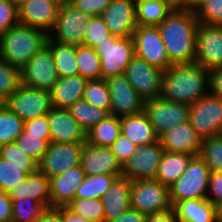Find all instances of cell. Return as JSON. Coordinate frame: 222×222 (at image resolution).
Wrapping results in <instances>:
<instances>
[{"label":"cell","instance_id":"obj_1","mask_svg":"<svg viewBox=\"0 0 222 222\" xmlns=\"http://www.w3.org/2000/svg\"><path fill=\"white\" fill-rule=\"evenodd\" d=\"M198 25L194 10L174 8L158 26L172 65L194 63Z\"/></svg>","mask_w":222,"mask_h":222},{"label":"cell","instance_id":"obj_2","mask_svg":"<svg viewBox=\"0 0 222 222\" xmlns=\"http://www.w3.org/2000/svg\"><path fill=\"white\" fill-rule=\"evenodd\" d=\"M208 93L209 70L199 64L172 65L163 71L161 96L171 102L190 106Z\"/></svg>","mask_w":222,"mask_h":222},{"label":"cell","instance_id":"obj_3","mask_svg":"<svg viewBox=\"0 0 222 222\" xmlns=\"http://www.w3.org/2000/svg\"><path fill=\"white\" fill-rule=\"evenodd\" d=\"M47 39L45 31L19 23L0 36V59L21 68L46 45Z\"/></svg>","mask_w":222,"mask_h":222},{"label":"cell","instance_id":"obj_4","mask_svg":"<svg viewBox=\"0 0 222 222\" xmlns=\"http://www.w3.org/2000/svg\"><path fill=\"white\" fill-rule=\"evenodd\" d=\"M211 171L205 161L194 156L176 182L169 186L171 205L192 199H207Z\"/></svg>","mask_w":222,"mask_h":222},{"label":"cell","instance_id":"obj_5","mask_svg":"<svg viewBox=\"0 0 222 222\" xmlns=\"http://www.w3.org/2000/svg\"><path fill=\"white\" fill-rule=\"evenodd\" d=\"M100 57L102 79L122 75L135 56L132 37L118 38L110 35L106 41L95 47Z\"/></svg>","mask_w":222,"mask_h":222},{"label":"cell","instance_id":"obj_6","mask_svg":"<svg viewBox=\"0 0 222 222\" xmlns=\"http://www.w3.org/2000/svg\"><path fill=\"white\" fill-rule=\"evenodd\" d=\"M91 16L77 9L73 4L60 5L53 32L48 37L61 44L84 45L85 31Z\"/></svg>","mask_w":222,"mask_h":222},{"label":"cell","instance_id":"obj_7","mask_svg":"<svg viewBox=\"0 0 222 222\" xmlns=\"http://www.w3.org/2000/svg\"><path fill=\"white\" fill-rule=\"evenodd\" d=\"M130 204L146 215L170 210L169 187L155 179L131 181Z\"/></svg>","mask_w":222,"mask_h":222},{"label":"cell","instance_id":"obj_8","mask_svg":"<svg viewBox=\"0 0 222 222\" xmlns=\"http://www.w3.org/2000/svg\"><path fill=\"white\" fill-rule=\"evenodd\" d=\"M6 106L24 122L47 115L52 107L51 93L24 84L6 100Z\"/></svg>","mask_w":222,"mask_h":222},{"label":"cell","instance_id":"obj_9","mask_svg":"<svg viewBox=\"0 0 222 222\" xmlns=\"http://www.w3.org/2000/svg\"><path fill=\"white\" fill-rule=\"evenodd\" d=\"M20 70L22 84L49 92L59 78L51 48L47 44L26 62Z\"/></svg>","mask_w":222,"mask_h":222},{"label":"cell","instance_id":"obj_10","mask_svg":"<svg viewBox=\"0 0 222 222\" xmlns=\"http://www.w3.org/2000/svg\"><path fill=\"white\" fill-rule=\"evenodd\" d=\"M189 110V105L171 102L162 96L146 101L144 105V112L158 137L176 125L188 121Z\"/></svg>","mask_w":222,"mask_h":222},{"label":"cell","instance_id":"obj_11","mask_svg":"<svg viewBox=\"0 0 222 222\" xmlns=\"http://www.w3.org/2000/svg\"><path fill=\"white\" fill-rule=\"evenodd\" d=\"M189 121L203 139L218 137L222 127V98L208 93L190 105Z\"/></svg>","mask_w":222,"mask_h":222},{"label":"cell","instance_id":"obj_12","mask_svg":"<svg viewBox=\"0 0 222 222\" xmlns=\"http://www.w3.org/2000/svg\"><path fill=\"white\" fill-rule=\"evenodd\" d=\"M132 38L136 56L162 71L172 66L158 26H137Z\"/></svg>","mask_w":222,"mask_h":222},{"label":"cell","instance_id":"obj_13","mask_svg":"<svg viewBox=\"0 0 222 222\" xmlns=\"http://www.w3.org/2000/svg\"><path fill=\"white\" fill-rule=\"evenodd\" d=\"M124 75L145 102L161 96L163 71L140 57L132 58Z\"/></svg>","mask_w":222,"mask_h":222},{"label":"cell","instance_id":"obj_14","mask_svg":"<svg viewBox=\"0 0 222 222\" xmlns=\"http://www.w3.org/2000/svg\"><path fill=\"white\" fill-rule=\"evenodd\" d=\"M83 144L49 143L43 157L38 162V170L51 178L80 165Z\"/></svg>","mask_w":222,"mask_h":222},{"label":"cell","instance_id":"obj_15","mask_svg":"<svg viewBox=\"0 0 222 222\" xmlns=\"http://www.w3.org/2000/svg\"><path fill=\"white\" fill-rule=\"evenodd\" d=\"M164 152L160 141L138 146L122 166V176L130 181L155 179Z\"/></svg>","mask_w":222,"mask_h":222},{"label":"cell","instance_id":"obj_16","mask_svg":"<svg viewBox=\"0 0 222 222\" xmlns=\"http://www.w3.org/2000/svg\"><path fill=\"white\" fill-rule=\"evenodd\" d=\"M194 63L206 70L222 67V26L199 23Z\"/></svg>","mask_w":222,"mask_h":222},{"label":"cell","instance_id":"obj_17","mask_svg":"<svg viewBox=\"0 0 222 222\" xmlns=\"http://www.w3.org/2000/svg\"><path fill=\"white\" fill-rule=\"evenodd\" d=\"M106 81L110 90V115L124 117L144 111L145 101L124 74L110 77Z\"/></svg>","mask_w":222,"mask_h":222},{"label":"cell","instance_id":"obj_18","mask_svg":"<svg viewBox=\"0 0 222 222\" xmlns=\"http://www.w3.org/2000/svg\"><path fill=\"white\" fill-rule=\"evenodd\" d=\"M101 17L111 35L118 38L132 37L137 27L135 0H111Z\"/></svg>","mask_w":222,"mask_h":222},{"label":"cell","instance_id":"obj_19","mask_svg":"<svg viewBox=\"0 0 222 222\" xmlns=\"http://www.w3.org/2000/svg\"><path fill=\"white\" fill-rule=\"evenodd\" d=\"M80 166L85 175L122 176V166L110 147L97 146L87 140L83 144Z\"/></svg>","mask_w":222,"mask_h":222},{"label":"cell","instance_id":"obj_20","mask_svg":"<svg viewBox=\"0 0 222 222\" xmlns=\"http://www.w3.org/2000/svg\"><path fill=\"white\" fill-rule=\"evenodd\" d=\"M59 6L54 0H27L18 6L19 22L49 34L55 25Z\"/></svg>","mask_w":222,"mask_h":222},{"label":"cell","instance_id":"obj_21","mask_svg":"<svg viewBox=\"0 0 222 222\" xmlns=\"http://www.w3.org/2000/svg\"><path fill=\"white\" fill-rule=\"evenodd\" d=\"M51 142L84 143L87 133L67 109L52 108L47 114Z\"/></svg>","mask_w":222,"mask_h":222},{"label":"cell","instance_id":"obj_22","mask_svg":"<svg viewBox=\"0 0 222 222\" xmlns=\"http://www.w3.org/2000/svg\"><path fill=\"white\" fill-rule=\"evenodd\" d=\"M164 151L182 152L194 156L200 154L203 138L191 125L190 121L176 125L159 137Z\"/></svg>","mask_w":222,"mask_h":222},{"label":"cell","instance_id":"obj_23","mask_svg":"<svg viewBox=\"0 0 222 222\" xmlns=\"http://www.w3.org/2000/svg\"><path fill=\"white\" fill-rule=\"evenodd\" d=\"M85 172L78 165L50 180L51 207H67L75 200L76 191L85 179Z\"/></svg>","mask_w":222,"mask_h":222},{"label":"cell","instance_id":"obj_24","mask_svg":"<svg viewBox=\"0 0 222 222\" xmlns=\"http://www.w3.org/2000/svg\"><path fill=\"white\" fill-rule=\"evenodd\" d=\"M131 181L126 177H117L110 189L101 198L104 208V222L118 218L131 208Z\"/></svg>","mask_w":222,"mask_h":222},{"label":"cell","instance_id":"obj_25","mask_svg":"<svg viewBox=\"0 0 222 222\" xmlns=\"http://www.w3.org/2000/svg\"><path fill=\"white\" fill-rule=\"evenodd\" d=\"M87 78L81 75H73L65 78H58L51 93L52 107L68 109L76 101L83 99Z\"/></svg>","mask_w":222,"mask_h":222},{"label":"cell","instance_id":"obj_26","mask_svg":"<svg viewBox=\"0 0 222 222\" xmlns=\"http://www.w3.org/2000/svg\"><path fill=\"white\" fill-rule=\"evenodd\" d=\"M11 200L32 199L51 207L50 180L41 171L31 173L27 178L9 192Z\"/></svg>","mask_w":222,"mask_h":222},{"label":"cell","instance_id":"obj_27","mask_svg":"<svg viewBox=\"0 0 222 222\" xmlns=\"http://www.w3.org/2000/svg\"><path fill=\"white\" fill-rule=\"evenodd\" d=\"M121 134L129 138L137 146L148 145L159 141L154 127L149 122L146 113L140 112L134 115L120 117Z\"/></svg>","mask_w":222,"mask_h":222},{"label":"cell","instance_id":"obj_28","mask_svg":"<svg viewBox=\"0 0 222 222\" xmlns=\"http://www.w3.org/2000/svg\"><path fill=\"white\" fill-rule=\"evenodd\" d=\"M172 208L178 222H218L217 208L207 199L176 202Z\"/></svg>","mask_w":222,"mask_h":222},{"label":"cell","instance_id":"obj_29","mask_svg":"<svg viewBox=\"0 0 222 222\" xmlns=\"http://www.w3.org/2000/svg\"><path fill=\"white\" fill-rule=\"evenodd\" d=\"M193 157L194 155L188 153L165 151L161 158L155 180L169 187L183 174Z\"/></svg>","mask_w":222,"mask_h":222},{"label":"cell","instance_id":"obj_30","mask_svg":"<svg viewBox=\"0 0 222 222\" xmlns=\"http://www.w3.org/2000/svg\"><path fill=\"white\" fill-rule=\"evenodd\" d=\"M137 26H159L174 10L166 0H135Z\"/></svg>","mask_w":222,"mask_h":222},{"label":"cell","instance_id":"obj_31","mask_svg":"<svg viewBox=\"0 0 222 222\" xmlns=\"http://www.w3.org/2000/svg\"><path fill=\"white\" fill-rule=\"evenodd\" d=\"M46 44L51 48L59 78L79 75L75 45L54 42L49 37Z\"/></svg>","mask_w":222,"mask_h":222},{"label":"cell","instance_id":"obj_32","mask_svg":"<svg viewBox=\"0 0 222 222\" xmlns=\"http://www.w3.org/2000/svg\"><path fill=\"white\" fill-rule=\"evenodd\" d=\"M120 134V117L108 115L87 132V141L97 146L110 147Z\"/></svg>","mask_w":222,"mask_h":222},{"label":"cell","instance_id":"obj_33","mask_svg":"<svg viewBox=\"0 0 222 222\" xmlns=\"http://www.w3.org/2000/svg\"><path fill=\"white\" fill-rule=\"evenodd\" d=\"M37 170L38 165H15L0 157V190L9 193Z\"/></svg>","mask_w":222,"mask_h":222},{"label":"cell","instance_id":"obj_34","mask_svg":"<svg viewBox=\"0 0 222 222\" xmlns=\"http://www.w3.org/2000/svg\"><path fill=\"white\" fill-rule=\"evenodd\" d=\"M67 110L86 133L110 115L107 110L93 106L84 99L76 101Z\"/></svg>","mask_w":222,"mask_h":222},{"label":"cell","instance_id":"obj_35","mask_svg":"<svg viewBox=\"0 0 222 222\" xmlns=\"http://www.w3.org/2000/svg\"><path fill=\"white\" fill-rule=\"evenodd\" d=\"M117 178L115 175H86L76 191L77 199H101L110 189L111 184Z\"/></svg>","mask_w":222,"mask_h":222},{"label":"cell","instance_id":"obj_36","mask_svg":"<svg viewBox=\"0 0 222 222\" xmlns=\"http://www.w3.org/2000/svg\"><path fill=\"white\" fill-rule=\"evenodd\" d=\"M76 60L79 75L88 80L102 79L100 57L95 48L85 45L76 46Z\"/></svg>","mask_w":222,"mask_h":222},{"label":"cell","instance_id":"obj_37","mask_svg":"<svg viewBox=\"0 0 222 222\" xmlns=\"http://www.w3.org/2000/svg\"><path fill=\"white\" fill-rule=\"evenodd\" d=\"M24 130V121L6 105L0 110V147L15 142Z\"/></svg>","mask_w":222,"mask_h":222},{"label":"cell","instance_id":"obj_38","mask_svg":"<svg viewBox=\"0 0 222 222\" xmlns=\"http://www.w3.org/2000/svg\"><path fill=\"white\" fill-rule=\"evenodd\" d=\"M15 142L26 155L39 162L47 150L49 143H51V137L50 135L29 134V132L23 130Z\"/></svg>","mask_w":222,"mask_h":222},{"label":"cell","instance_id":"obj_39","mask_svg":"<svg viewBox=\"0 0 222 222\" xmlns=\"http://www.w3.org/2000/svg\"><path fill=\"white\" fill-rule=\"evenodd\" d=\"M83 99L93 106L107 110L110 114V90L106 80H89Z\"/></svg>","mask_w":222,"mask_h":222},{"label":"cell","instance_id":"obj_40","mask_svg":"<svg viewBox=\"0 0 222 222\" xmlns=\"http://www.w3.org/2000/svg\"><path fill=\"white\" fill-rule=\"evenodd\" d=\"M12 222H36L47 209L43 203L32 199L12 200Z\"/></svg>","mask_w":222,"mask_h":222},{"label":"cell","instance_id":"obj_41","mask_svg":"<svg viewBox=\"0 0 222 222\" xmlns=\"http://www.w3.org/2000/svg\"><path fill=\"white\" fill-rule=\"evenodd\" d=\"M67 208L90 222H104V208L101 199H77Z\"/></svg>","mask_w":222,"mask_h":222},{"label":"cell","instance_id":"obj_42","mask_svg":"<svg viewBox=\"0 0 222 222\" xmlns=\"http://www.w3.org/2000/svg\"><path fill=\"white\" fill-rule=\"evenodd\" d=\"M21 84L20 68L0 59V96L7 100Z\"/></svg>","mask_w":222,"mask_h":222},{"label":"cell","instance_id":"obj_43","mask_svg":"<svg viewBox=\"0 0 222 222\" xmlns=\"http://www.w3.org/2000/svg\"><path fill=\"white\" fill-rule=\"evenodd\" d=\"M199 156L211 172L222 171V140L219 137L203 139Z\"/></svg>","mask_w":222,"mask_h":222},{"label":"cell","instance_id":"obj_44","mask_svg":"<svg viewBox=\"0 0 222 222\" xmlns=\"http://www.w3.org/2000/svg\"><path fill=\"white\" fill-rule=\"evenodd\" d=\"M194 11L199 23L222 26V0H204Z\"/></svg>","mask_w":222,"mask_h":222},{"label":"cell","instance_id":"obj_45","mask_svg":"<svg viewBox=\"0 0 222 222\" xmlns=\"http://www.w3.org/2000/svg\"><path fill=\"white\" fill-rule=\"evenodd\" d=\"M109 29L101 16H92L85 31L84 45L95 48L110 36Z\"/></svg>","mask_w":222,"mask_h":222},{"label":"cell","instance_id":"obj_46","mask_svg":"<svg viewBox=\"0 0 222 222\" xmlns=\"http://www.w3.org/2000/svg\"><path fill=\"white\" fill-rule=\"evenodd\" d=\"M19 23L18 6L12 0H0V36Z\"/></svg>","mask_w":222,"mask_h":222},{"label":"cell","instance_id":"obj_47","mask_svg":"<svg viewBox=\"0 0 222 222\" xmlns=\"http://www.w3.org/2000/svg\"><path fill=\"white\" fill-rule=\"evenodd\" d=\"M0 157L15 165H38V162L26 155L16 142L0 147Z\"/></svg>","mask_w":222,"mask_h":222},{"label":"cell","instance_id":"obj_48","mask_svg":"<svg viewBox=\"0 0 222 222\" xmlns=\"http://www.w3.org/2000/svg\"><path fill=\"white\" fill-rule=\"evenodd\" d=\"M137 147L138 146L129 138L125 137L123 134H120V136L110 146V149L121 166H123L130 156L135 153Z\"/></svg>","mask_w":222,"mask_h":222},{"label":"cell","instance_id":"obj_49","mask_svg":"<svg viewBox=\"0 0 222 222\" xmlns=\"http://www.w3.org/2000/svg\"><path fill=\"white\" fill-rule=\"evenodd\" d=\"M110 3L111 0H72L71 4L92 17L101 16Z\"/></svg>","mask_w":222,"mask_h":222},{"label":"cell","instance_id":"obj_50","mask_svg":"<svg viewBox=\"0 0 222 222\" xmlns=\"http://www.w3.org/2000/svg\"><path fill=\"white\" fill-rule=\"evenodd\" d=\"M207 200L216 208L222 204V171L211 172Z\"/></svg>","mask_w":222,"mask_h":222},{"label":"cell","instance_id":"obj_51","mask_svg":"<svg viewBox=\"0 0 222 222\" xmlns=\"http://www.w3.org/2000/svg\"><path fill=\"white\" fill-rule=\"evenodd\" d=\"M24 130L29 134L50 135L47 115L25 121Z\"/></svg>","mask_w":222,"mask_h":222},{"label":"cell","instance_id":"obj_52","mask_svg":"<svg viewBox=\"0 0 222 222\" xmlns=\"http://www.w3.org/2000/svg\"><path fill=\"white\" fill-rule=\"evenodd\" d=\"M209 93L222 98V67L209 71Z\"/></svg>","mask_w":222,"mask_h":222},{"label":"cell","instance_id":"obj_53","mask_svg":"<svg viewBox=\"0 0 222 222\" xmlns=\"http://www.w3.org/2000/svg\"><path fill=\"white\" fill-rule=\"evenodd\" d=\"M13 207L9 193L0 190V222H12Z\"/></svg>","mask_w":222,"mask_h":222},{"label":"cell","instance_id":"obj_54","mask_svg":"<svg viewBox=\"0 0 222 222\" xmlns=\"http://www.w3.org/2000/svg\"><path fill=\"white\" fill-rule=\"evenodd\" d=\"M147 215L139 212L138 210L130 208L128 211L124 212L118 218L108 220L105 222H146Z\"/></svg>","mask_w":222,"mask_h":222},{"label":"cell","instance_id":"obj_55","mask_svg":"<svg viewBox=\"0 0 222 222\" xmlns=\"http://www.w3.org/2000/svg\"><path fill=\"white\" fill-rule=\"evenodd\" d=\"M36 222H63L62 207L47 208Z\"/></svg>","mask_w":222,"mask_h":222},{"label":"cell","instance_id":"obj_56","mask_svg":"<svg viewBox=\"0 0 222 222\" xmlns=\"http://www.w3.org/2000/svg\"><path fill=\"white\" fill-rule=\"evenodd\" d=\"M146 222H178L174 209L147 214Z\"/></svg>","mask_w":222,"mask_h":222},{"label":"cell","instance_id":"obj_57","mask_svg":"<svg viewBox=\"0 0 222 222\" xmlns=\"http://www.w3.org/2000/svg\"><path fill=\"white\" fill-rule=\"evenodd\" d=\"M63 222H90L87 219L74 214L67 207H62Z\"/></svg>","mask_w":222,"mask_h":222},{"label":"cell","instance_id":"obj_58","mask_svg":"<svg viewBox=\"0 0 222 222\" xmlns=\"http://www.w3.org/2000/svg\"><path fill=\"white\" fill-rule=\"evenodd\" d=\"M174 8H188L189 9V0H166Z\"/></svg>","mask_w":222,"mask_h":222},{"label":"cell","instance_id":"obj_59","mask_svg":"<svg viewBox=\"0 0 222 222\" xmlns=\"http://www.w3.org/2000/svg\"><path fill=\"white\" fill-rule=\"evenodd\" d=\"M204 0H189V9L194 10Z\"/></svg>","mask_w":222,"mask_h":222},{"label":"cell","instance_id":"obj_60","mask_svg":"<svg viewBox=\"0 0 222 222\" xmlns=\"http://www.w3.org/2000/svg\"><path fill=\"white\" fill-rule=\"evenodd\" d=\"M218 222H222V204L217 207Z\"/></svg>","mask_w":222,"mask_h":222},{"label":"cell","instance_id":"obj_61","mask_svg":"<svg viewBox=\"0 0 222 222\" xmlns=\"http://www.w3.org/2000/svg\"><path fill=\"white\" fill-rule=\"evenodd\" d=\"M59 5L71 4L72 0H54Z\"/></svg>","mask_w":222,"mask_h":222},{"label":"cell","instance_id":"obj_62","mask_svg":"<svg viewBox=\"0 0 222 222\" xmlns=\"http://www.w3.org/2000/svg\"><path fill=\"white\" fill-rule=\"evenodd\" d=\"M6 105V100L0 96V110Z\"/></svg>","mask_w":222,"mask_h":222},{"label":"cell","instance_id":"obj_63","mask_svg":"<svg viewBox=\"0 0 222 222\" xmlns=\"http://www.w3.org/2000/svg\"><path fill=\"white\" fill-rule=\"evenodd\" d=\"M13 3L17 6H19L20 4H22L23 2L27 1V0H12Z\"/></svg>","mask_w":222,"mask_h":222},{"label":"cell","instance_id":"obj_64","mask_svg":"<svg viewBox=\"0 0 222 222\" xmlns=\"http://www.w3.org/2000/svg\"><path fill=\"white\" fill-rule=\"evenodd\" d=\"M218 137L222 140V127H221V129L219 131Z\"/></svg>","mask_w":222,"mask_h":222}]
</instances>
